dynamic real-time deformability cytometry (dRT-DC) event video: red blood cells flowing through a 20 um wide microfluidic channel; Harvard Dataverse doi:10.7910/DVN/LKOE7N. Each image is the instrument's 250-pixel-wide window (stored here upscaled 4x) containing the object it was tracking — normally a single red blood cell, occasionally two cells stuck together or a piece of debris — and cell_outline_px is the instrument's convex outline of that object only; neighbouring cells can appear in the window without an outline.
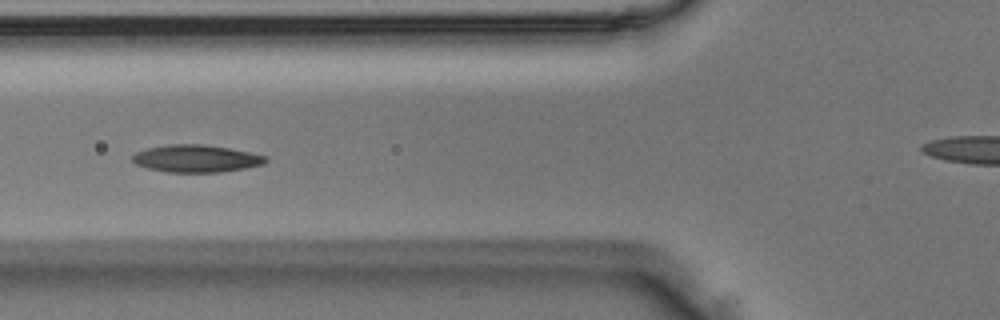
{"species": "Egyptian fruit bat (a non-hibernating species)", "species_latin": "Rousettus aegyptiacus", "temperature_condition": "room temperature", "stored_images_in_passage": 9, "camera_frame_rate_fps": 3000, "um_per_image_px": 0.085, "animal": {"sex": "male"}, "frame": {"image": 1, "passage_image": 7, "time_ms": 2.0, "image_size_px": [1000, 320], "cell_outline_px": [[268, 160], [264, 164], [244, 168], [220, 172], [168, 172], [148, 168], [136, 164], [132, 160], [132, 156], [136, 152], [148, 148], [168, 144], [204, 144], [228, 148], [268, 156]], "centroid_in_image_um": [16.68, 13.47], "position_along_channel_um": 109.1, "area_um2": 21.15}}